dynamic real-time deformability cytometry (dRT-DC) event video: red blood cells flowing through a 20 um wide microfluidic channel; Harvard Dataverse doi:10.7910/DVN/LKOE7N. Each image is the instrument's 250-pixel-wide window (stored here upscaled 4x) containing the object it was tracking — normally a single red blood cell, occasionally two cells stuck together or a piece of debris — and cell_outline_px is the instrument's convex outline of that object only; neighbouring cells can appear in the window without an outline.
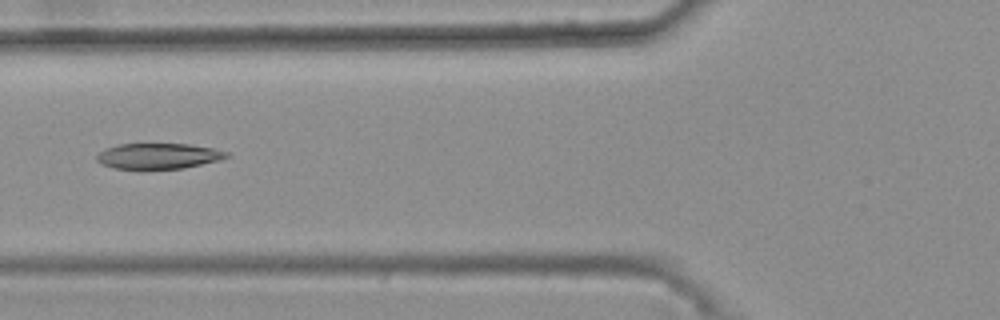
{"species": "common noctule bat (a hibernating species)", "species_latin": "Nyctalus noctula", "temperature_condition": "warm", "stored_images_in_passage": 48, "camera_frame_rate_fps": 3000, "um_per_image_px": 0.085, "animal": {"sex": "female", "body_mass_g": 25.1}, "frame": {"image": 1, "passage_image": 21, "time_ms": 6.667, "image_size_px": [1000, 320], "cell_outline_px": [[232, 156], [220, 160], [184, 168], [112, 168], [100, 164], [96, 160], [96, 156], [104, 148], [116, 144], [188, 144], [212, 148], [232, 152]], "centroid_in_image_um": [13.49, 13.25], "position_along_channel_um": 112.3, "area_um2": 19.48}}
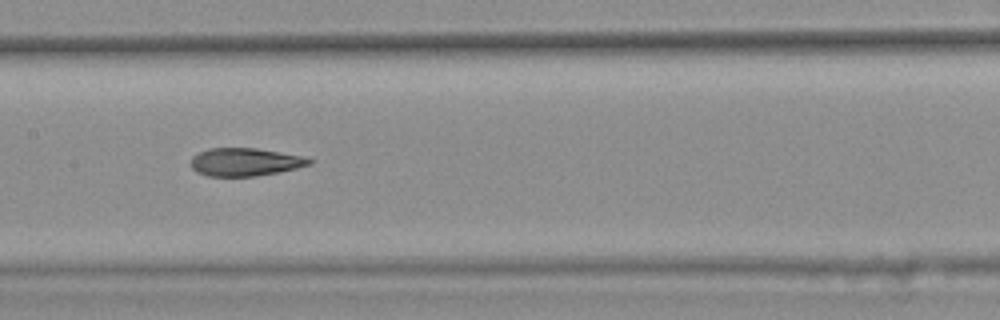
{"frame": {"image": 2, "passage_image": 27, "time_ms": 8.667, "image_size_px": [1000, 320], "cell_outline_px": [[312, 164], [280, 172], [256, 176], [208, 176], [196, 172], [188, 164], [192, 156], [208, 148], [256, 148], [300, 156], [312, 160]], "centroid_in_image_um": [20.76, 13.78], "position_along_channel_um": 186.6, "area_um2": 19.31}}
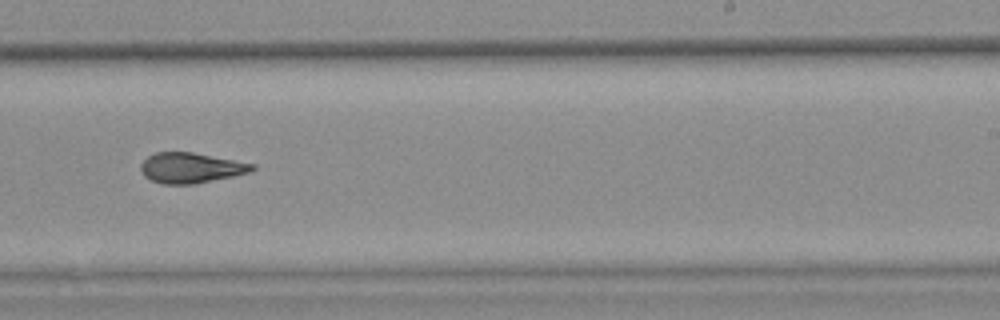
{"frame": {"image": 3, "passage_image": 34, "time_ms": 11.0, "image_size_px": [1000, 320], "cell_outline_px": [[256, 168], [248, 172], [232, 176], [192, 184], [164, 184], [152, 180], [144, 176], [140, 168], [140, 164], [148, 156], [156, 152], [192, 152], [256, 164]], "centroid_in_image_um": [16.2, 14.26], "position_along_channel_um": 272.8, "area_um2": 19.48}, "authors_computed_cell_mechanics": {"area_um2": 20.4323, "velocity_mm_per_s": 3.7084, "shape_relaxation_time_tau1_ms": null, "shape_relaxation_time_tau2_ms": 3.1336, "deformation_change_tau1": null, "deformation_change_tau2": 0.1071}}